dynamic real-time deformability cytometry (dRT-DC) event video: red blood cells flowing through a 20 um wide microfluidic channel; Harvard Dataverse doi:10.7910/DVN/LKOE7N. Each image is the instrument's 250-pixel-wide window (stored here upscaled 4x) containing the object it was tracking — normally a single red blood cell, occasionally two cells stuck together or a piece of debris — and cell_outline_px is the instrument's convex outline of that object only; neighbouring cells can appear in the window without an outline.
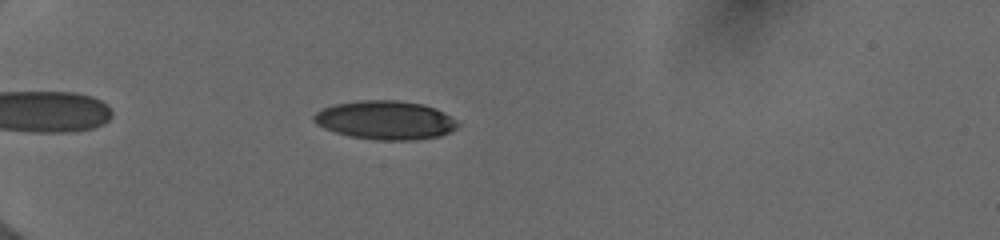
{"species": "human", "species_latin": "Homo sapiens", "temperature_condition": "cold", "stored_images_in_passage": 64, "camera_frame_rate_fps": 3000, "um_per_image_px": 0.085, "donor": {"sex": "female"}, "frame": {"image": 1, "passage_image": 10, "time_ms": 1.667, "image_size_px": [1000, 240], "cell_outline_px": [[460, 124], [456, 128], [440, 136], [416, 140], [376, 140], [348, 136], [324, 128], [316, 124], [312, 120], [312, 116], [316, 112], [324, 108], [336, 104], [360, 100], [396, 100], [420, 104], [444, 112], [456, 120]], "centroid_in_image_um": [32.74, 10.22], "position_along_channel_um": 52.3, "area_um2": 32.37}}
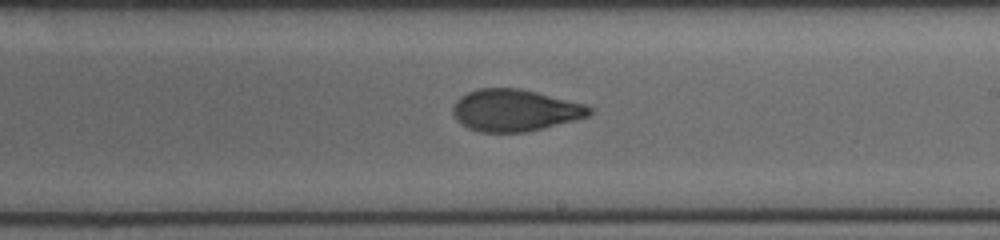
{"frame": {"image": 2, "passage_image": 34, "time_ms": 7.333, "image_size_px": [1000, 240], "cell_outline_px": [[592, 112], [588, 116], [576, 120], [524, 132], [480, 132], [468, 128], [456, 120], [452, 112], [452, 108], [456, 100], [460, 96], [476, 88], [520, 88], [584, 104], [592, 108]], "centroid_in_image_um": [43.73, 9.37], "position_along_channel_um": 245.3, "area_um2": 33.23}}
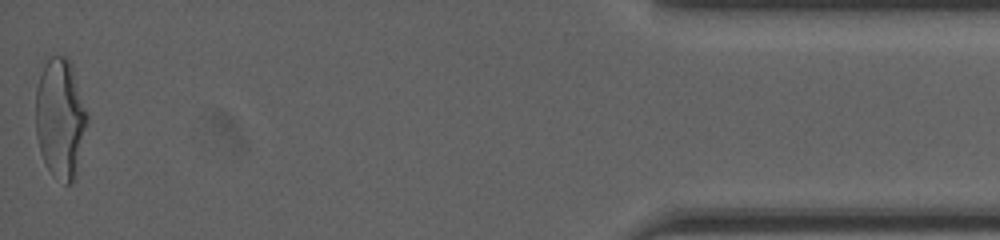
{"frame": {"image": 3, "passage_image": 63, "time_ms": 13.667, "image_size_px": [1000, 240], "cell_outline_px": [[88, 120], [76, 176], [68, 184], [64, 184], [52, 176], [40, 152], [36, 136], [36, 88], [44, 56], [68, 56], [72, 64], [88, 112]], "centroid_in_image_um": [5.12, 10.0], "position_along_channel_um": 430.1, "area_um2": 36.76}, "authors_computed_cell_mechanics": {"area_um2": 33.8997, "velocity_mm_per_s": 4.0059, "shape_relaxation_time_tau1_ms": 6.1716, "shape_relaxation_time_tau2_ms": 1.2763, "deformation_change_tau1": 0.2205, "deformation_change_tau2": 0.075}}